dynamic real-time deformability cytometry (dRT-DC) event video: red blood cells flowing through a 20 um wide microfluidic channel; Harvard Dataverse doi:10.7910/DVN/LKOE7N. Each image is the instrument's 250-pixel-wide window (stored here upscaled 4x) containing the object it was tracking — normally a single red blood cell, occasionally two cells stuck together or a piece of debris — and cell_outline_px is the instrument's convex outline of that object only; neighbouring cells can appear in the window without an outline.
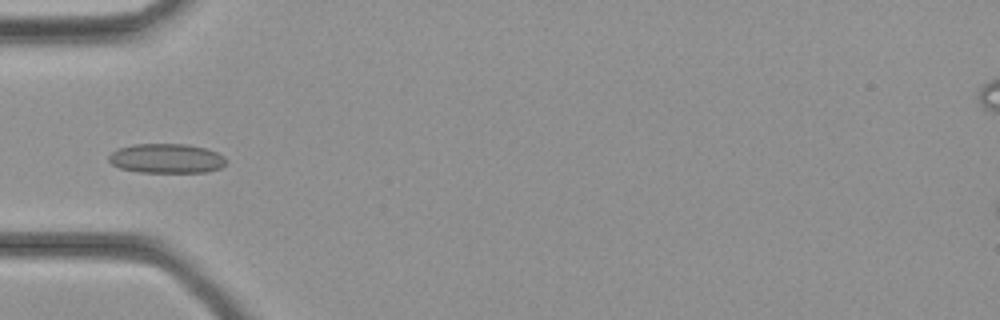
{"species": "common noctule bat (a hibernating species)", "species_latin": "Nyctalus noctula", "temperature_condition": "cold", "stored_images_in_passage": 35, "camera_frame_rate_fps": 3000, "um_per_image_px": 0.085, "animal": {"sex": "female", "body_mass_g": 21.9}, "frame": {"image": 1, "passage_image": 11, "time_ms": 3.333, "image_size_px": [1000, 320], "cell_outline_px": [[228, 160], [220, 168], [208, 172], [140, 172], [120, 168], [112, 164], [108, 160], [108, 156], [116, 148], [132, 144], [188, 144], [204, 148], [216, 152], [224, 156]], "centroid_in_image_um": [14.14, 13.46], "position_along_channel_um": 70.9, "area_um2": 20.29}}
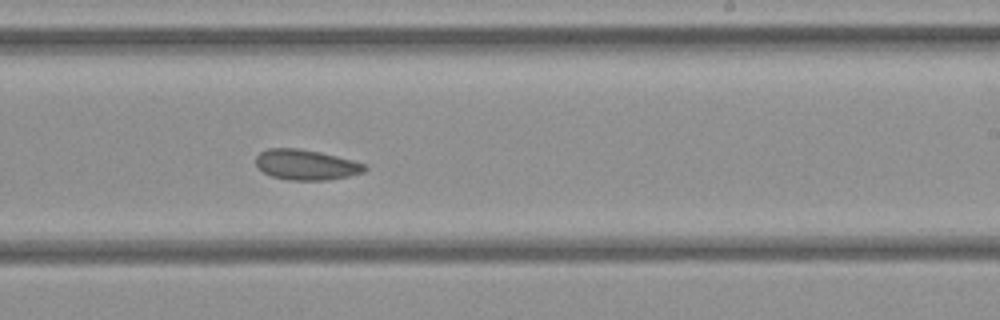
{"frame": {"image": 2, "passage_image": 21, "time_ms": 6.667, "image_size_px": [1000, 320], "cell_outline_px": [[368, 168], [364, 172], [348, 176], [324, 180], [288, 180], [272, 176], [264, 172], [256, 164], [256, 156], [260, 152], [268, 148], [296, 148], [320, 152], [352, 160], [364, 164]], "centroid_in_image_um": [26.01, 14.0], "position_along_channel_um": 263.0, "area_um2": 19.07}}
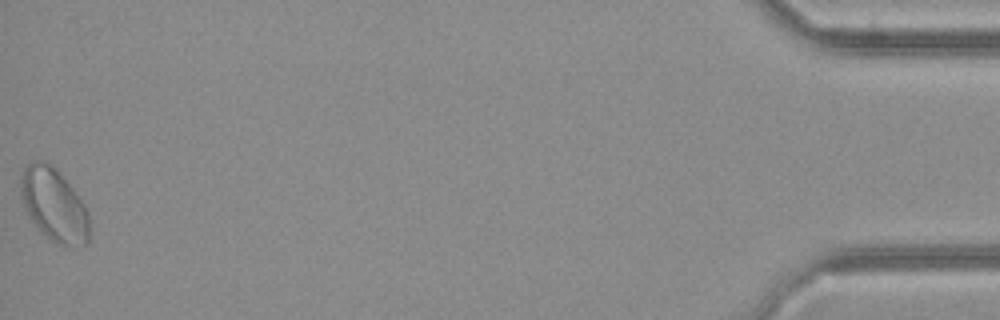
{"frame": {"image": 3, "passage_image": 35, "time_ms": 11.333, "image_size_px": [1000, 320], "cell_outline_px": [[88, 244], [80, 248], [56, 244], [32, 220], [24, 204], [20, 192], [20, 180], [24, 168], [28, 164], [36, 160], [44, 160], [52, 164], [56, 168], [72, 188], [84, 204], [88, 212]], "centroid_in_image_um": [4.61, 17.4], "position_along_channel_um": 430.6, "area_um2": 28.9}}